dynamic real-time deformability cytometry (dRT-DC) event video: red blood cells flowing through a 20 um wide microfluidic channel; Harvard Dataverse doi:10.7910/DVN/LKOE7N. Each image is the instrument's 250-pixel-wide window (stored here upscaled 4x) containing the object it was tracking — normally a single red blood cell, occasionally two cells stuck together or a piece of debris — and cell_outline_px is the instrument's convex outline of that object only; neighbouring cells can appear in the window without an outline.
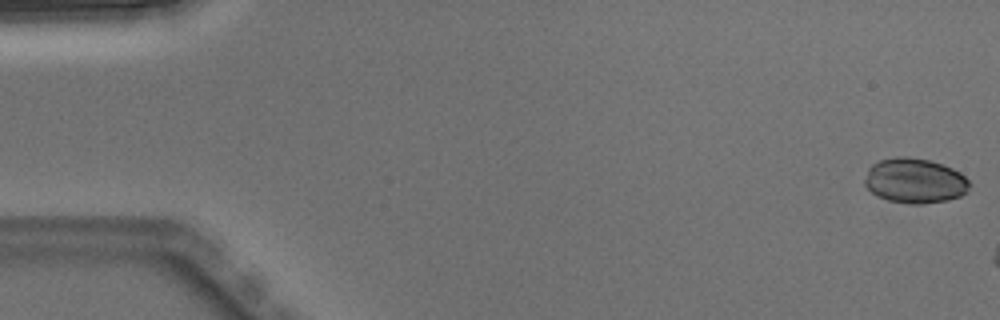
{"species": "Egyptian fruit bat (a non-hibernating species)", "species_latin": "Rousettus aegyptiacus", "temperature_condition": "warm", "stored_images_in_passage": 3, "camera_frame_rate_fps": 3000, "um_per_image_px": 0.085, "animal": {"sex": "male"}, "frame": {"image": 1, "passage_image": 1, "time_ms": 0.0, "image_size_px": [1000, 320], "cell_outline_px": [[972, 184], [968, 192], [960, 196], [948, 200], [920, 204], [912, 204], [888, 200], [872, 192], [864, 184], [864, 180], [868, 168], [872, 164], [880, 160], [896, 156], [908, 156], [928, 160], [952, 168], [960, 172]], "centroid_in_image_um": [77.78, 15.36], "position_along_channel_um": 7.2, "area_um2": 27.51}}